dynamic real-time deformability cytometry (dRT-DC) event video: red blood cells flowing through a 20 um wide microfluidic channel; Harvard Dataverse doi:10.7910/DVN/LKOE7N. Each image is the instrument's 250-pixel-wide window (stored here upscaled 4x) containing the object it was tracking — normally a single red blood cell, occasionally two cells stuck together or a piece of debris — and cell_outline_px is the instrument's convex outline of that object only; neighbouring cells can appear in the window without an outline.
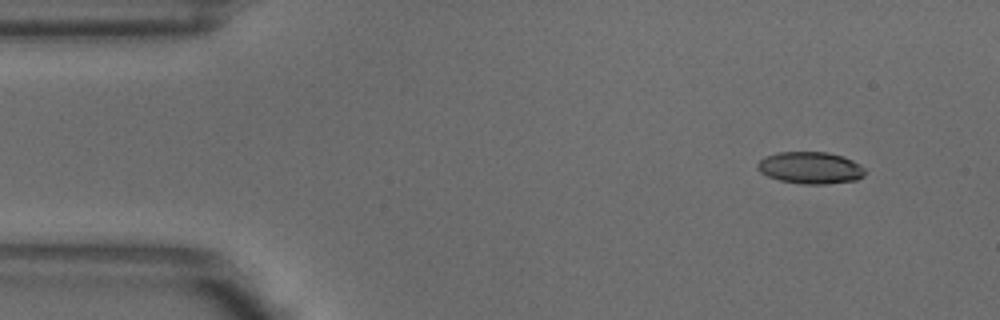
{"species": "common noctule bat (a hibernating species)", "species_latin": "Nyctalus noctula", "temperature_condition": "warm", "stored_images_in_passage": 5, "camera_frame_rate_fps": 3000, "um_per_image_px": 0.085, "animal": {"sex": "male", "body_mass_g": 18.8}, "frame": {"image": 1, "passage_image": 1, "time_ms": 0.0, "image_size_px": [1000, 320], "cell_outline_px": [[868, 172], [864, 176], [856, 180], [824, 184], [804, 184], [780, 180], [768, 176], [760, 172], [756, 168], [756, 164], [764, 156], [776, 152], [828, 152], [852, 160], [860, 164]], "centroid_in_image_um": [68.88, 14.26], "position_along_channel_um": 16.1, "area_um2": 20.11}}
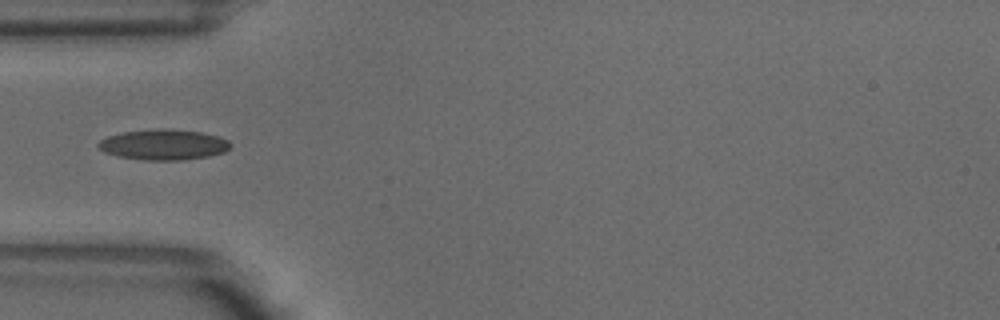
{"frame": {"image": 2, "passage_image": 4, "time_ms": 1.0, "image_size_px": [1000, 320], "cell_outline_px": [[232, 144], [224, 152], [208, 156], [180, 160], [144, 160], [116, 156], [104, 152], [96, 144], [100, 140], [108, 136], [124, 132], [156, 128], [172, 128], [200, 132], [220, 136], [228, 140]], "centroid_in_image_um": [13.9, 12.28], "position_along_channel_um": 71.1, "area_um2": 23.64}}